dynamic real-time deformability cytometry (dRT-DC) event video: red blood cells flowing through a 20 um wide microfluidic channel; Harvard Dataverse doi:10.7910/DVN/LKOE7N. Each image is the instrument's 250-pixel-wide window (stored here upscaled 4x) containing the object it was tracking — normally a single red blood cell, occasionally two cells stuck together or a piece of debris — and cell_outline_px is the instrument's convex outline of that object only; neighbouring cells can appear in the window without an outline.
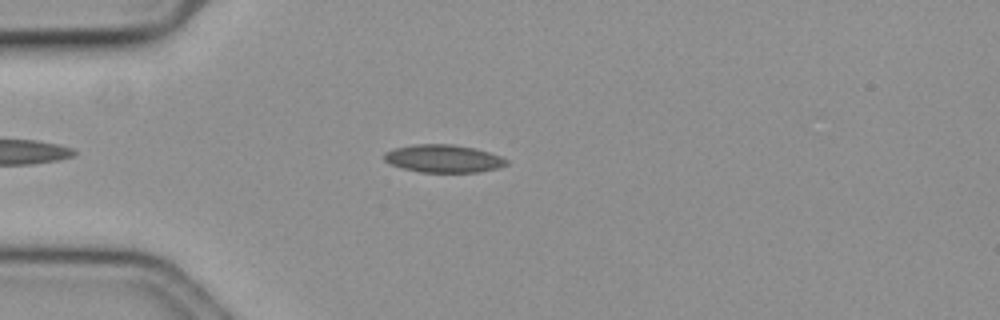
{"species": "common noctule bat (a hibernating species)", "species_latin": "Nyctalus noctula", "temperature_condition": "cold", "stored_images_in_passage": 46, "camera_frame_rate_fps": 3000, "um_per_image_px": 0.085, "animal": {"sex": "female", "body_mass_g": 19.3, "forearm_length_mm": 54.1}, "frame": {"image": 1, "passage_image": 8, "time_ms": 2.333, "image_size_px": [1000, 320], "cell_outline_px": [[508, 164], [496, 168], [476, 172], [420, 172], [404, 168], [392, 164], [384, 160], [384, 152], [396, 148], [412, 144], [452, 144], [476, 148], [500, 156], [508, 160]], "centroid_in_image_um": [37.69, 13.47], "position_along_channel_um": 47.3, "area_um2": 19.65}}
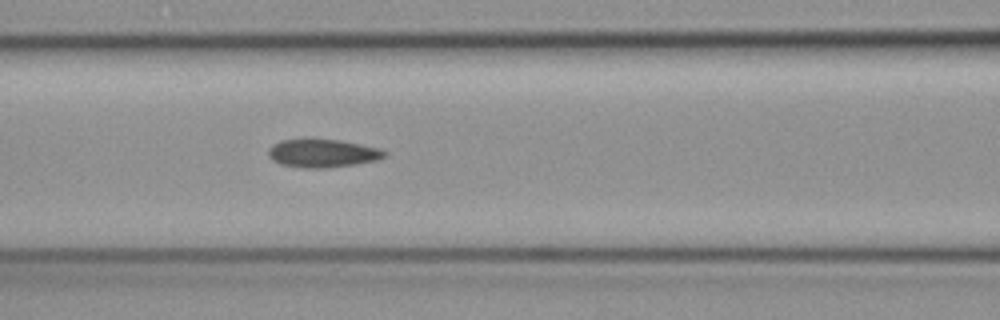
{"frame": {"image": 2, "passage_image": 17, "time_ms": 5.333, "image_size_px": [1000, 320], "cell_outline_px": [[388, 156], [376, 160], [356, 164], [328, 168], [300, 168], [280, 164], [272, 160], [268, 156], [268, 148], [280, 140], [340, 140], [380, 148], [388, 152]], "centroid_in_image_um": [27.44, 13.04], "position_along_channel_um": 139.2, "area_um2": 19.13}}
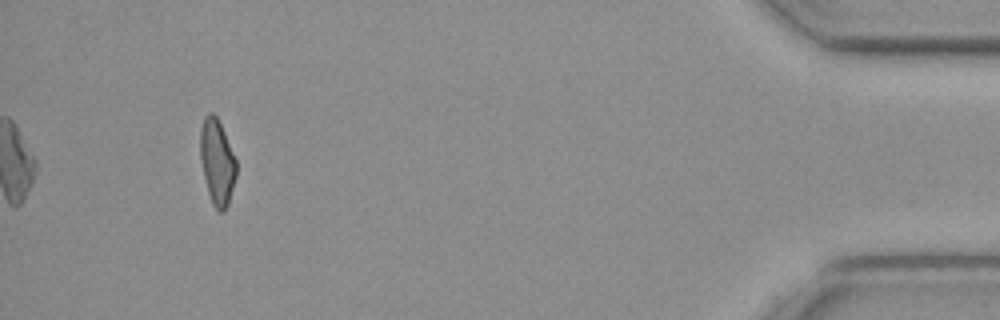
{"frame": {"image": 3, "passage_image": 46, "time_ms": 15.0, "image_size_px": [1000, 320], "cell_outline_px": [[236, 176], [228, 204], [224, 212], [220, 212], [212, 204], [208, 192], [200, 160], [200, 128], [204, 116], [208, 112], [212, 112], [216, 116], [224, 132], [236, 160]], "centroid_in_image_um": [18.44, 13.76], "position_along_channel_um": 416.8, "area_um2": 17.86}, "authors_computed_cell_mechanics": {"area_um2": 18.7561, "velocity_mm_per_s": 3.6281, "shape_relaxation_time_tau1_ms": null, "shape_relaxation_time_tau2_ms": 4.2405, "deformation_change_tau1": null, "deformation_change_tau2": 0.0965}}